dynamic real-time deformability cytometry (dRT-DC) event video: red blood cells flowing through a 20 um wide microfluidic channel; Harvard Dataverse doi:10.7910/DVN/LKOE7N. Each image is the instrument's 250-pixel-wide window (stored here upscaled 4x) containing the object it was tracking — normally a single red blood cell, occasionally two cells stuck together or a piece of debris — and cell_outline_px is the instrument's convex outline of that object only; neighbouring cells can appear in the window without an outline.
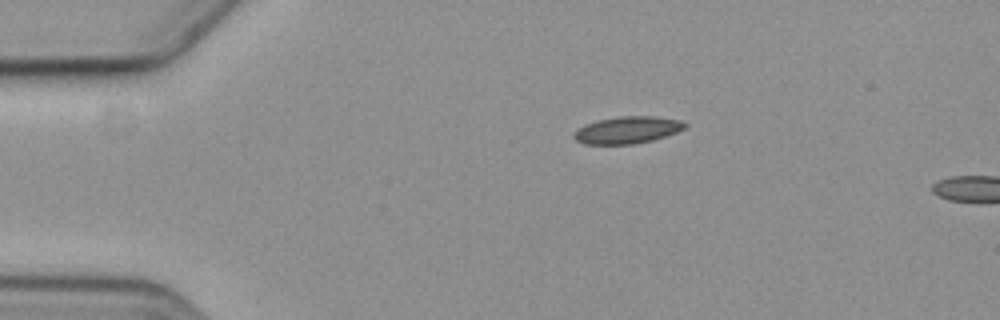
{"species": "common noctule bat (a hibernating species)", "species_latin": "Nyctalus noctula", "temperature_condition": "cold", "stored_images_in_passage": 4, "camera_frame_rate_fps": 3000, "um_per_image_px": 0.085, "animal": {"sex": "female", "body_mass_g": 19.3, "forearm_length_mm": 54.1}, "frame": {"image": 1, "passage_image": 1, "time_ms": 0.0, "image_size_px": [1000, 320], "cell_outline_px": [[688, 124], [684, 128], [676, 132], [652, 140], [632, 144], [584, 144], [576, 140], [572, 136], [584, 124], [600, 120], [620, 116], [656, 116], [680, 120]], "centroid_in_image_um": [53.33, 11.04], "position_along_channel_um": 31.7, "area_um2": 17.28}}